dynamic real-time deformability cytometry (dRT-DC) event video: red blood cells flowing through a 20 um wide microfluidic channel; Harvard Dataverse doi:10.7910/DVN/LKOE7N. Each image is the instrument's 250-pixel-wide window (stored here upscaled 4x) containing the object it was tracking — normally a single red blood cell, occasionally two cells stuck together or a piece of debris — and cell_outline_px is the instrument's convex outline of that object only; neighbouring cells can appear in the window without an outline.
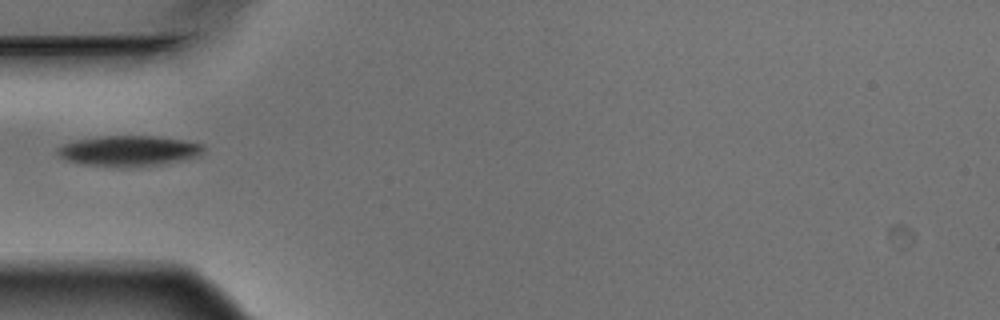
{"species": "Egyptian fruit bat (a non-hibernating species)", "species_latin": "Rousettus aegyptiacus", "temperature_condition": "warm", "stored_images_in_passage": 6, "camera_frame_rate_fps": 3000, "um_per_image_px": 0.085, "animal": {"sex": "male"}, "frame": {"image": 1, "passage_image": 5, "time_ms": 1.333, "image_size_px": [1000, 320], "cell_outline_px": [[204, 152], [200, 156], [160, 164], [80, 164], [64, 160], [56, 152], [56, 148], [64, 144], [76, 140], [100, 136], [156, 136], [184, 140], [204, 144]], "centroid_in_image_um": [10.96, 12.77], "position_along_channel_um": 74.0, "area_um2": 25.09}}
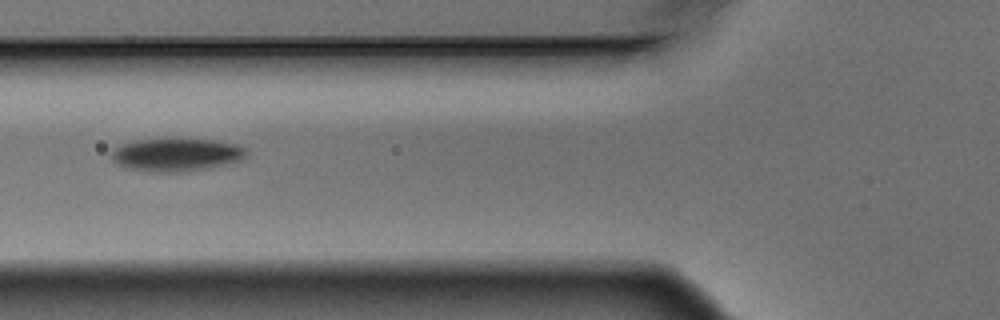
{"frame": {"image": 2, "passage_image": 6, "time_ms": 1.667, "image_size_px": [1000, 320], "cell_outline_px": [[248, 152], [240, 160], [212, 168], [180, 172], [156, 172], [132, 168], [120, 164], [112, 160], [112, 148], [120, 144], [136, 140], [168, 136], [212, 140], [236, 144], [244, 148]], "centroid_in_image_um": [14.98, 13.1], "position_along_channel_um": 110.8, "area_um2": 26.53}}